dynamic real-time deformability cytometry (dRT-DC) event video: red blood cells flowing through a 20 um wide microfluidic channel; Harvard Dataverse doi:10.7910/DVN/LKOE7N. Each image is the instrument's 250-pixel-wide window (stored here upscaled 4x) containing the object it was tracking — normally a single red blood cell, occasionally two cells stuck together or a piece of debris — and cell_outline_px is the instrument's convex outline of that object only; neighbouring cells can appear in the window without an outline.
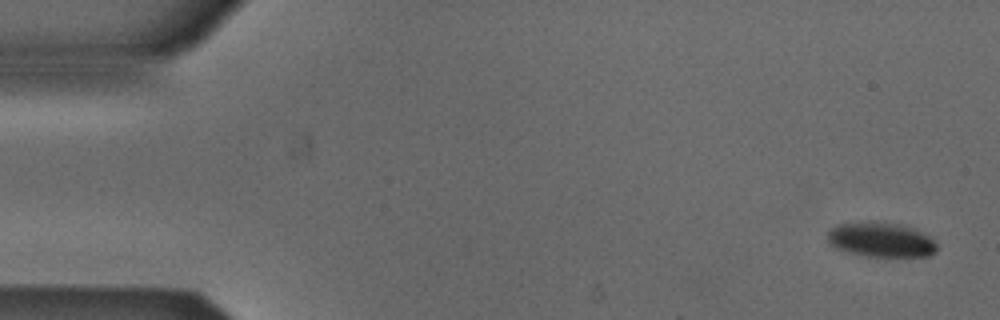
{"species": "Egyptian fruit bat (a non-hibernating species)", "species_latin": "Rousettus aegyptiacus", "temperature_condition": "cold", "stored_images_in_passage": 52, "camera_frame_rate_fps": 3000, "um_per_image_px": 0.085, "animal": {"sex": "male"}, "frame": {"image": 1, "passage_image": 1, "time_ms": 0.0, "image_size_px": [1000, 320], "cell_outline_px": [[936, 252], [928, 256], [864, 256], [848, 252], [836, 248], [828, 244], [828, 232], [836, 224], [900, 224], [916, 228], [932, 236], [936, 244]], "centroid_in_image_um": [74.94, 20.41], "position_along_channel_um": 10.1, "area_um2": 21.68}}
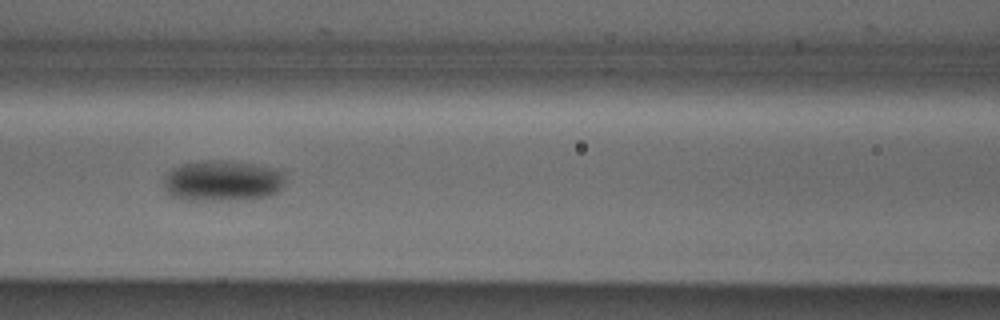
{"frame": {"image": 2, "passage_image": 22, "time_ms": 7.0, "image_size_px": [1000, 320], "cell_outline_px": [[284, 184], [276, 192], [268, 196], [236, 200], [184, 200], [168, 196], [164, 188], [164, 176], [172, 168], [184, 164], [208, 160], [220, 160], [252, 164], [284, 172]], "centroid_in_image_um": [18.85, 15.39], "position_along_channel_um": 147.8, "area_um2": 28.84}}
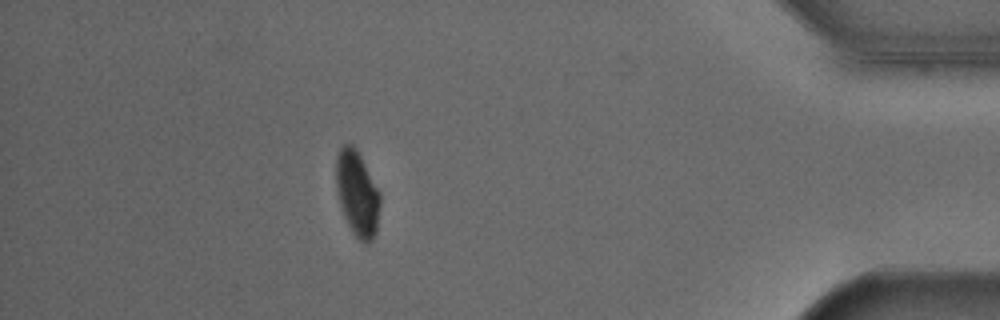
{"frame": {"image": 3, "passage_image": 46, "time_ms": 15.0, "image_size_px": [1000, 320], "cell_outline_px": [[380, 204], [376, 232], [372, 240], [368, 244], [364, 244], [352, 232], [344, 216], [340, 204], [336, 188], [336, 156], [340, 148], [344, 144], [352, 144], [356, 148], [380, 192]], "centroid_in_image_um": [30.36, 16.46], "position_along_channel_um": 404.8, "area_um2": 21.85}, "authors_computed_cell_mechanics": {"area_um2": 24.6806, "velocity_mm_per_s": 3.8437, "shape_relaxation_time_tau1_ms": 3.8755, "shape_relaxation_time_tau2_ms": null, "deformation_change_tau1": 0.0835, "deformation_change_tau2": null}}